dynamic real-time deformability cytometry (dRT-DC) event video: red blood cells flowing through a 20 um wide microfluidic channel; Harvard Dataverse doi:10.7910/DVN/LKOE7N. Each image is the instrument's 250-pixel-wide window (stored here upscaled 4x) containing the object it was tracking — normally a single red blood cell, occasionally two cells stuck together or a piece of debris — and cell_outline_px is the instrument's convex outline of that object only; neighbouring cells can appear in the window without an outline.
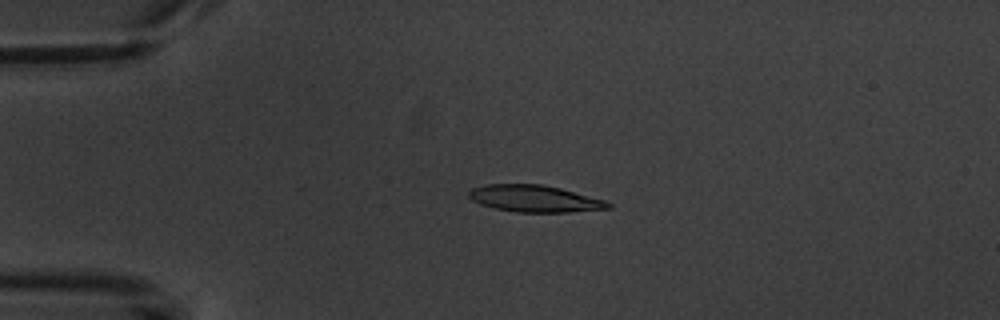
{"species": "common noctule bat (a hibernating species)", "species_latin": "Nyctalus noctula", "temperature_condition": "warm", "stored_images_in_passage": 4, "camera_frame_rate_fps": 3000, "um_per_image_px": 0.085, "animal": {"sex": "male", "body_mass_g": 20.1, "forearm_length_mm": 53.5}, "frame": {"image": 1, "passage_image": 3, "time_ms": 2.667, "image_size_px": [1000, 320], "cell_outline_px": [[612, 208], [568, 212], [516, 212], [492, 208], [480, 204], [472, 200], [468, 196], [468, 192], [472, 188], [484, 184], [540, 184], [560, 188], [604, 200], [612, 204]], "centroid_in_image_um": [45.4, 16.88], "position_along_channel_um": 39.6, "area_um2": 21.79}}